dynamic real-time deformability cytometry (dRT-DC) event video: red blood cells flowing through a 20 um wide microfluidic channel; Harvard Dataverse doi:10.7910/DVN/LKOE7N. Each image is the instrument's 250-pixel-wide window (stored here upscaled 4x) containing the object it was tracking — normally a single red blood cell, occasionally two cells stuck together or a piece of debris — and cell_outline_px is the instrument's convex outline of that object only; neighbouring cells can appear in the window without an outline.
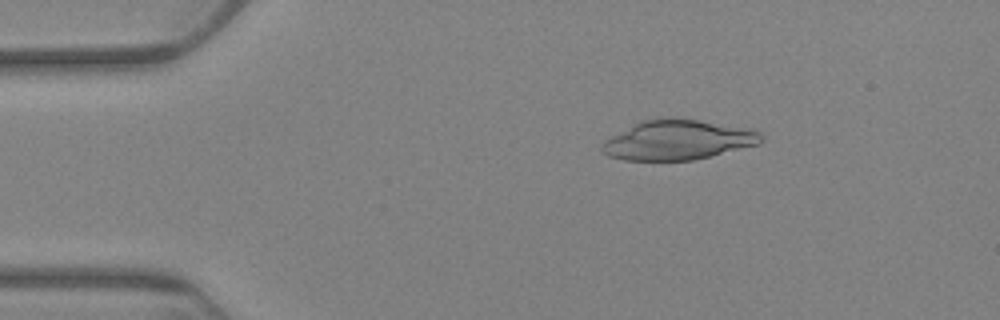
{"species": "Egyptian fruit bat (a non-hibernating species)", "species_latin": "Rousettus aegyptiacus", "temperature_condition": "warm", "stored_images_in_passage": 5, "camera_frame_rate_fps": 3000, "um_per_image_px": 0.085, "animal": {"sex": "female"}, "frame": {"image": 1, "passage_image": 3, "time_ms": 2.333, "image_size_px": [1000, 320], "cell_outline_px": [[764, 140], [760, 144], [692, 160], [624, 160], [608, 156], [600, 148], [600, 144], [604, 140], [640, 120], [656, 116], [676, 116], [752, 128], [760, 132], [764, 136]], "centroid_in_image_um": [57.63, 11.85], "position_along_channel_um": 27.4, "area_um2": 37.74}}